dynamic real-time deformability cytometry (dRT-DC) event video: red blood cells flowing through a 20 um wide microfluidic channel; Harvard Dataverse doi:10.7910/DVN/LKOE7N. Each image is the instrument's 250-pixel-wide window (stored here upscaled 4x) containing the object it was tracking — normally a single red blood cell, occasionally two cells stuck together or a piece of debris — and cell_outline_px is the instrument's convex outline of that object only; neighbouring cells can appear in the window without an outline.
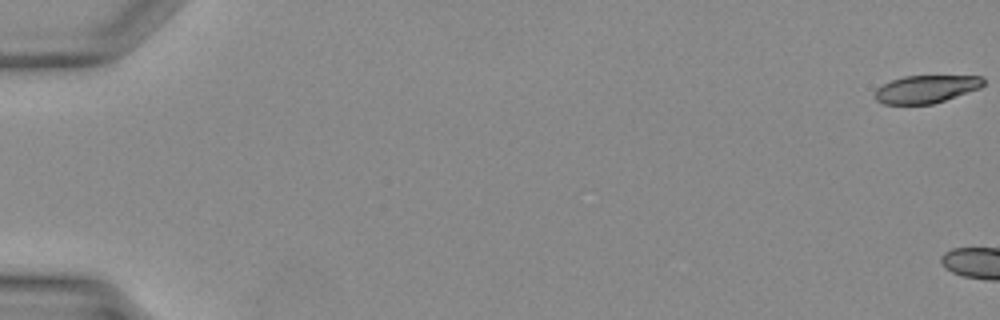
{"species": "Egyptian fruit bat (a non-hibernating species)", "species_latin": "Rousettus aegyptiacus", "temperature_condition": "warm", "stored_images_in_passage": 4, "camera_frame_rate_fps": 3000, "um_per_image_px": 0.085, "animal": {"sex": "female"}, "frame": {"image": 1, "passage_image": 1, "time_ms": 0.0, "image_size_px": [1000, 320], "cell_outline_px": [[984, 84], [980, 88], [932, 104], [884, 104], [876, 100], [876, 88], [892, 80], [904, 76], [984, 76]], "centroid_in_image_um": [78.73, 7.57], "position_along_channel_um": 6.3, "area_um2": 17.34}}